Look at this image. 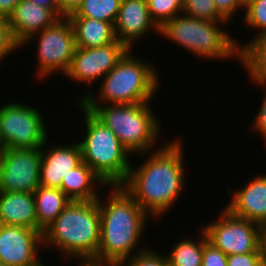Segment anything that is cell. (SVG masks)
Listing matches in <instances>:
<instances>
[{
	"label": "cell",
	"instance_id": "19",
	"mask_svg": "<svg viewBox=\"0 0 266 266\" xmlns=\"http://www.w3.org/2000/svg\"><path fill=\"white\" fill-rule=\"evenodd\" d=\"M96 185L108 186L92 170V168L81 161L75 168L69 171L66 178H63L60 189L70 200L94 201L100 196L96 193Z\"/></svg>",
	"mask_w": 266,
	"mask_h": 266
},
{
	"label": "cell",
	"instance_id": "8",
	"mask_svg": "<svg viewBox=\"0 0 266 266\" xmlns=\"http://www.w3.org/2000/svg\"><path fill=\"white\" fill-rule=\"evenodd\" d=\"M37 41V74L39 78H48L62 72L66 74L71 66L73 55L76 51V41L71 22L67 17L60 18L54 25L43 29L27 38L20 46L32 43L35 37ZM22 47V48H21Z\"/></svg>",
	"mask_w": 266,
	"mask_h": 266
},
{
	"label": "cell",
	"instance_id": "2",
	"mask_svg": "<svg viewBox=\"0 0 266 266\" xmlns=\"http://www.w3.org/2000/svg\"><path fill=\"white\" fill-rule=\"evenodd\" d=\"M108 187L106 203L98 198L101 230L97 260L123 263L148 249L145 246L135 250L145 234L149 215L121 185Z\"/></svg>",
	"mask_w": 266,
	"mask_h": 266
},
{
	"label": "cell",
	"instance_id": "31",
	"mask_svg": "<svg viewBox=\"0 0 266 266\" xmlns=\"http://www.w3.org/2000/svg\"><path fill=\"white\" fill-rule=\"evenodd\" d=\"M254 84L258 85V87H262L264 89V96H263V102L261 104V107L259 111L257 112V115L255 117V121L252 122L251 128L254 132H258L259 135H261V138H264V141L266 142V81H252Z\"/></svg>",
	"mask_w": 266,
	"mask_h": 266
},
{
	"label": "cell",
	"instance_id": "7",
	"mask_svg": "<svg viewBox=\"0 0 266 266\" xmlns=\"http://www.w3.org/2000/svg\"><path fill=\"white\" fill-rule=\"evenodd\" d=\"M226 22L200 20L183 13L167 21L161 28L160 34L169 41L182 46L202 59H222L236 57L240 60L242 45L228 35L220 25Z\"/></svg>",
	"mask_w": 266,
	"mask_h": 266
},
{
	"label": "cell",
	"instance_id": "36",
	"mask_svg": "<svg viewBox=\"0 0 266 266\" xmlns=\"http://www.w3.org/2000/svg\"><path fill=\"white\" fill-rule=\"evenodd\" d=\"M78 266H124L122 262L99 261L96 259H82Z\"/></svg>",
	"mask_w": 266,
	"mask_h": 266
},
{
	"label": "cell",
	"instance_id": "16",
	"mask_svg": "<svg viewBox=\"0 0 266 266\" xmlns=\"http://www.w3.org/2000/svg\"><path fill=\"white\" fill-rule=\"evenodd\" d=\"M232 199L225 209L232 215L255 222L262 227L266 224V174L257 175L244 188L227 190Z\"/></svg>",
	"mask_w": 266,
	"mask_h": 266
},
{
	"label": "cell",
	"instance_id": "25",
	"mask_svg": "<svg viewBox=\"0 0 266 266\" xmlns=\"http://www.w3.org/2000/svg\"><path fill=\"white\" fill-rule=\"evenodd\" d=\"M182 13L200 20L228 22L218 12L214 0H185Z\"/></svg>",
	"mask_w": 266,
	"mask_h": 266
},
{
	"label": "cell",
	"instance_id": "10",
	"mask_svg": "<svg viewBox=\"0 0 266 266\" xmlns=\"http://www.w3.org/2000/svg\"><path fill=\"white\" fill-rule=\"evenodd\" d=\"M218 217L213 223H207L202 227L208 242L227 256L260 253V242L263 237L261 225L236 217L225 208Z\"/></svg>",
	"mask_w": 266,
	"mask_h": 266
},
{
	"label": "cell",
	"instance_id": "14",
	"mask_svg": "<svg viewBox=\"0 0 266 266\" xmlns=\"http://www.w3.org/2000/svg\"><path fill=\"white\" fill-rule=\"evenodd\" d=\"M114 29L117 40L128 49L151 29L160 34V28L150 16L147 0H121Z\"/></svg>",
	"mask_w": 266,
	"mask_h": 266
},
{
	"label": "cell",
	"instance_id": "30",
	"mask_svg": "<svg viewBox=\"0 0 266 266\" xmlns=\"http://www.w3.org/2000/svg\"><path fill=\"white\" fill-rule=\"evenodd\" d=\"M19 49L10 32L7 18L0 16V62Z\"/></svg>",
	"mask_w": 266,
	"mask_h": 266
},
{
	"label": "cell",
	"instance_id": "12",
	"mask_svg": "<svg viewBox=\"0 0 266 266\" xmlns=\"http://www.w3.org/2000/svg\"><path fill=\"white\" fill-rule=\"evenodd\" d=\"M129 49L120 41L95 48L77 47L66 78L91 84L105 77Z\"/></svg>",
	"mask_w": 266,
	"mask_h": 266
},
{
	"label": "cell",
	"instance_id": "21",
	"mask_svg": "<svg viewBox=\"0 0 266 266\" xmlns=\"http://www.w3.org/2000/svg\"><path fill=\"white\" fill-rule=\"evenodd\" d=\"M38 231L51 225L71 201L60 188L39 186L34 192Z\"/></svg>",
	"mask_w": 266,
	"mask_h": 266
},
{
	"label": "cell",
	"instance_id": "29",
	"mask_svg": "<svg viewBox=\"0 0 266 266\" xmlns=\"http://www.w3.org/2000/svg\"><path fill=\"white\" fill-rule=\"evenodd\" d=\"M201 266H227V255L207 241L204 231Z\"/></svg>",
	"mask_w": 266,
	"mask_h": 266
},
{
	"label": "cell",
	"instance_id": "38",
	"mask_svg": "<svg viewBox=\"0 0 266 266\" xmlns=\"http://www.w3.org/2000/svg\"><path fill=\"white\" fill-rule=\"evenodd\" d=\"M260 262L261 266H266V234H263L260 242Z\"/></svg>",
	"mask_w": 266,
	"mask_h": 266
},
{
	"label": "cell",
	"instance_id": "39",
	"mask_svg": "<svg viewBox=\"0 0 266 266\" xmlns=\"http://www.w3.org/2000/svg\"><path fill=\"white\" fill-rule=\"evenodd\" d=\"M253 0H237L239 5L244 9L247 7Z\"/></svg>",
	"mask_w": 266,
	"mask_h": 266
},
{
	"label": "cell",
	"instance_id": "33",
	"mask_svg": "<svg viewBox=\"0 0 266 266\" xmlns=\"http://www.w3.org/2000/svg\"><path fill=\"white\" fill-rule=\"evenodd\" d=\"M218 12L230 22L231 18L236 12L243 8L239 5L237 0H214ZM230 19V20H229Z\"/></svg>",
	"mask_w": 266,
	"mask_h": 266
},
{
	"label": "cell",
	"instance_id": "6",
	"mask_svg": "<svg viewBox=\"0 0 266 266\" xmlns=\"http://www.w3.org/2000/svg\"><path fill=\"white\" fill-rule=\"evenodd\" d=\"M82 106L116 134L121 144L132 153V157L133 154L148 155V152L150 155L153 145L159 143L157 140L162 126L150 108V103Z\"/></svg>",
	"mask_w": 266,
	"mask_h": 266
},
{
	"label": "cell",
	"instance_id": "5",
	"mask_svg": "<svg viewBox=\"0 0 266 266\" xmlns=\"http://www.w3.org/2000/svg\"><path fill=\"white\" fill-rule=\"evenodd\" d=\"M84 114L85 138L78 141L82 161L103 180L107 186L122 185L128 177L132 155L118 140L116 134L80 103Z\"/></svg>",
	"mask_w": 266,
	"mask_h": 266
},
{
	"label": "cell",
	"instance_id": "32",
	"mask_svg": "<svg viewBox=\"0 0 266 266\" xmlns=\"http://www.w3.org/2000/svg\"><path fill=\"white\" fill-rule=\"evenodd\" d=\"M227 266H261L260 253L229 255Z\"/></svg>",
	"mask_w": 266,
	"mask_h": 266
},
{
	"label": "cell",
	"instance_id": "35",
	"mask_svg": "<svg viewBox=\"0 0 266 266\" xmlns=\"http://www.w3.org/2000/svg\"><path fill=\"white\" fill-rule=\"evenodd\" d=\"M21 0H0V16L7 18Z\"/></svg>",
	"mask_w": 266,
	"mask_h": 266
},
{
	"label": "cell",
	"instance_id": "22",
	"mask_svg": "<svg viewBox=\"0 0 266 266\" xmlns=\"http://www.w3.org/2000/svg\"><path fill=\"white\" fill-rule=\"evenodd\" d=\"M252 81H266V35L253 38L240 50V60Z\"/></svg>",
	"mask_w": 266,
	"mask_h": 266
},
{
	"label": "cell",
	"instance_id": "41",
	"mask_svg": "<svg viewBox=\"0 0 266 266\" xmlns=\"http://www.w3.org/2000/svg\"><path fill=\"white\" fill-rule=\"evenodd\" d=\"M35 266H46V265H44V263L42 262V261H40L37 265H35Z\"/></svg>",
	"mask_w": 266,
	"mask_h": 266
},
{
	"label": "cell",
	"instance_id": "20",
	"mask_svg": "<svg viewBox=\"0 0 266 266\" xmlns=\"http://www.w3.org/2000/svg\"><path fill=\"white\" fill-rule=\"evenodd\" d=\"M71 22L76 47L95 48L117 41L114 23L88 17H67Z\"/></svg>",
	"mask_w": 266,
	"mask_h": 266
},
{
	"label": "cell",
	"instance_id": "27",
	"mask_svg": "<svg viewBox=\"0 0 266 266\" xmlns=\"http://www.w3.org/2000/svg\"><path fill=\"white\" fill-rule=\"evenodd\" d=\"M243 10H246L243 17L246 26L258 29L253 38L266 35V0H253Z\"/></svg>",
	"mask_w": 266,
	"mask_h": 266
},
{
	"label": "cell",
	"instance_id": "13",
	"mask_svg": "<svg viewBox=\"0 0 266 266\" xmlns=\"http://www.w3.org/2000/svg\"><path fill=\"white\" fill-rule=\"evenodd\" d=\"M40 246H43L40 231L0 224V261L6 266L37 265L41 261Z\"/></svg>",
	"mask_w": 266,
	"mask_h": 266
},
{
	"label": "cell",
	"instance_id": "4",
	"mask_svg": "<svg viewBox=\"0 0 266 266\" xmlns=\"http://www.w3.org/2000/svg\"><path fill=\"white\" fill-rule=\"evenodd\" d=\"M146 60L135 58L129 49L119 62L102 78L98 96L82 94L81 105L149 103L159 89V74ZM99 101H96V98ZM102 102H101V101Z\"/></svg>",
	"mask_w": 266,
	"mask_h": 266
},
{
	"label": "cell",
	"instance_id": "26",
	"mask_svg": "<svg viewBox=\"0 0 266 266\" xmlns=\"http://www.w3.org/2000/svg\"><path fill=\"white\" fill-rule=\"evenodd\" d=\"M147 5L152 20L159 28L182 13L176 0H147Z\"/></svg>",
	"mask_w": 266,
	"mask_h": 266
},
{
	"label": "cell",
	"instance_id": "37",
	"mask_svg": "<svg viewBox=\"0 0 266 266\" xmlns=\"http://www.w3.org/2000/svg\"><path fill=\"white\" fill-rule=\"evenodd\" d=\"M28 1L34 2L37 5H40L44 8H49L53 10L60 18L65 17L62 14L61 10L59 9L58 4L55 2V0H28Z\"/></svg>",
	"mask_w": 266,
	"mask_h": 266
},
{
	"label": "cell",
	"instance_id": "17",
	"mask_svg": "<svg viewBox=\"0 0 266 266\" xmlns=\"http://www.w3.org/2000/svg\"><path fill=\"white\" fill-rule=\"evenodd\" d=\"M59 19L53 10L21 0L7 20L12 37L20 46L31 35L54 25Z\"/></svg>",
	"mask_w": 266,
	"mask_h": 266
},
{
	"label": "cell",
	"instance_id": "34",
	"mask_svg": "<svg viewBox=\"0 0 266 266\" xmlns=\"http://www.w3.org/2000/svg\"><path fill=\"white\" fill-rule=\"evenodd\" d=\"M62 14L67 17L74 13L82 4L83 0H55Z\"/></svg>",
	"mask_w": 266,
	"mask_h": 266
},
{
	"label": "cell",
	"instance_id": "43",
	"mask_svg": "<svg viewBox=\"0 0 266 266\" xmlns=\"http://www.w3.org/2000/svg\"><path fill=\"white\" fill-rule=\"evenodd\" d=\"M0 266H6L5 264H3L1 261H0Z\"/></svg>",
	"mask_w": 266,
	"mask_h": 266
},
{
	"label": "cell",
	"instance_id": "11",
	"mask_svg": "<svg viewBox=\"0 0 266 266\" xmlns=\"http://www.w3.org/2000/svg\"><path fill=\"white\" fill-rule=\"evenodd\" d=\"M41 147L3 148L0 156V192L34 193L40 186Z\"/></svg>",
	"mask_w": 266,
	"mask_h": 266
},
{
	"label": "cell",
	"instance_id": "3",
	"mask_svg": "<svg viewBox=\"0 0 266 266\" xmlns=\"http://www.w3.org/2000/svg\"><path fill=\"white\" fill-rule=\"evenodd\" d=\"M100 210L94 201L71 200L42 234L43 247H55L67 258L96 259L100 241Z\"/></svg>",
	"mask_w": 266,
	"mask_h": 266
},
{
	"label": "cell",
	"instance_id": "18",
	"mask_svg": "<svg viewBox=\"0 0 266 266\" xmlns=\"http://www.w3.org/2000/svg\"><path fill=\"white\" fill-rule=\"evenodd\" d=\"M0 224L38 231L34 193L0 192Z\"/></svg>",
	"mask_w": 266,
	"mask_h": 266
},
{
	"label": "cell",
	"instance_id": "24",
	"mask_svg": "<svg viewBox=\"0 0 266 266\" xmlns=\"http://www.w3.org/2000/svg\"><path fill=\"white\" fill-rule=\"evenodd\" d=\"M121 0H83L78 9L67 17H88L115 23Z\"/></svg>",
	"mask_w": 266,
	"mask_h": 266
},
{
	"label": "cell",
	"instance_id": "23",
	"mask_svg": "<svg viewBox=\"0 0 266 266\" xmlns=\"http://www.w3.org/2000/svg\"><path fill=\"white\" fill-rule=\"evenodd\" d=\"M198 242L185 237L179 240L167 257L169 266H201L203 255V232Z\"/></svg>",
	"mask_w": 266,
	"mask_h": 266
},
{
	"label": "cell",
	"instance_id": "28",
	"mask_svg": "<svg viewBox=\"0 0 266 266\" xmlns=\"http://www.w3.org/2000/svg\"><path fill=\"white\" fill-rule=\"evenodd\" d=\"M124 266H169L166 254H159L148 246V249L123 262Z\"/></svg>",
	"mask_w": 266,
	"mask_h": 266
},
{
	"label": "cell",
	"instance_id": "15",
	"mask_svg": "<svg viewBox=\"0 0 266 266\" xmlns=\"http://www.w3.org/2000/svg\"><path fill=\"white\" fill-rule=\"evenodd\" d=\"M47 140L41 147L40 185L43 187L60 188L63 178L81 161V148L78 142L70 145H55L44 149ZM44 149V150H43Z\"/></svg>",
	"mask_w": 266,
	"mask_h": 266
},
{
	"label": "cell",
	"instance_id": "9",
	"mask_svg": "<svg viewBox=\"0 0 266 266\" xmlns=\"http://www.w3.org/2000/svg\"><path fill=\"white\" fill-rule=\"evenodd\" d=\"M36 107L11 103L0 106L1 147L11 149L42 147L48 140L42 114Z\"/></svg>",
	"mask_w": 266,
	"mask_h": 266
},
{
	"label": "cell",
	"instance_id": "1",
	"mask_svg": "<svg viewBox=\"0 0 266 266\" xmlns=\"http://www.w3.org/2000/svg\"><path fill=\"white\" fill-rule=\"evenodd\" d=\"M183 141L174 139L158 147L140 167L129 169L121 185L152 217L163 216L175 204L185 184Z\"/></svg>",
	"mask_w": 266,
	"mask_h": 266
},
{
	"label": "cell",
	"instance_id": "42",
	"mask_svg": "<svg viewBox=\"0 0 266 266\" xmlns=\"http://www.w3.org/2000/svg\"><path fill=\"white\" fill-rule=\"evenodd\" d=\"M263 234H266V228H263Z\"/></svg>",
	"mask_w": 266,
	"mask_h": 266
},
{
	"label": "cell",
	"instance_id": "40",
	"mask_svg": "<svg viewBox=\"0 0 266 266\" xmlns=\"http://www.w3.org/2000/svg\"><path fill=\"white\" fill-rule=\"evenodd\" d=\"M176 4L183 10L185 0H176Z\"/></svg>",
	"mask_w": 266,
	"mask_h": 266
}]
</instances>
